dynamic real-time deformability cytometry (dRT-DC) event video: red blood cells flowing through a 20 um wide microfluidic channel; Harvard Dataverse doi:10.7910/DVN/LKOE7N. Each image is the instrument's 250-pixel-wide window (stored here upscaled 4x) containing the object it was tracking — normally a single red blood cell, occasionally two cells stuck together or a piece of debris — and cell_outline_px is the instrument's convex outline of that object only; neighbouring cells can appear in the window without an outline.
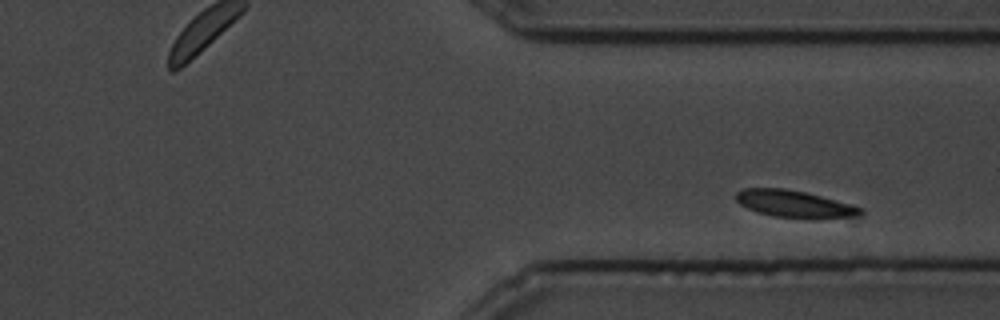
{"species": "common noctule bat (a hibernating species)", "species_latin": "Nyctalus noctula", "temperature_condition": "cold", "stored_images_in_passage": 18, "segment_of_instrument_passage": [2, 2], "camera_frame_rate_fps": 3000, "um_per_image_px": 0.085, "animal": {"sex": "male", "body_mass_g": 19.5, "forearm_length_mm": 54.6}, "frame": {"image": 1, "passage_image": 18, "time_ms": 5.667, "image_size_px": [1000, 320], "cell_outline_px": [[864, 212], [860, 216], [816, 220], [808, 220], [772, 216], [756, 212], [740, 204], [736, 200], [736, 192], [744, 188], [784, 188], [804, 192], [852, 204], [864, 208]], "centroid_in_image_um": [67.59, 17.37], "position_along_channel_um": 343.8, "area_um2": 20.23}}